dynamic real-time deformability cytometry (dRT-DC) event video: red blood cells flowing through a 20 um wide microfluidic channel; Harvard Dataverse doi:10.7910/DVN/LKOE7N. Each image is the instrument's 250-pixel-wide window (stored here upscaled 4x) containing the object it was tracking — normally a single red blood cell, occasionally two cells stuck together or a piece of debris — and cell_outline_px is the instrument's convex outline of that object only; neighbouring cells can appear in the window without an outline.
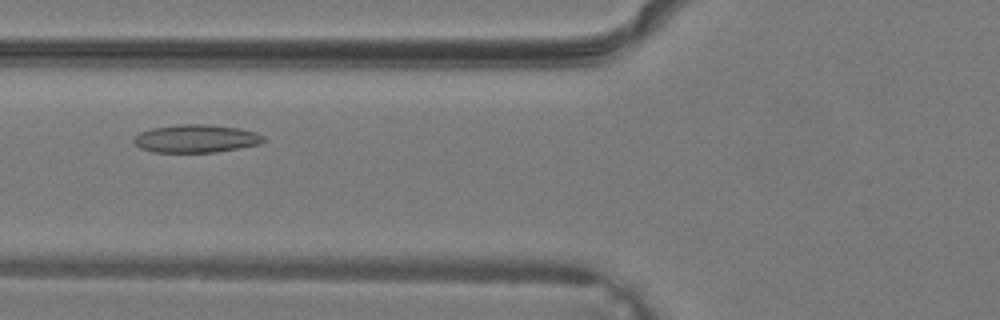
{"species": "common noctule bat (a hibernating species)", "species_latin": "Nyctalus noctula", "temperature_condition": "warm", "stored_images_in_passage": 33, "camera_frame_rate_fps": 3000, "um_per_image_px": 0.085, "animal": {"sex": "male", "body_mass_g": 19.2, "forearm_length_mm": 51.8}, "frame": {"image": 1, "passage_image": 10, "time_ms": 3.0, "image_size_px": [1000, 320], "cell_outline_px": [[264, 140], [260, 144], [240, 148], [216, 152], [152, 152], [140, 148], [132, 140], [140, 132], [152, 128], [180, 124], [208, 124], [240, 128], [256, 132], [264, 136]], "centroid_in_image_um": [16.68, 11.78], "position_along_channel_um": 109.1, "area_um2": 21.21}}
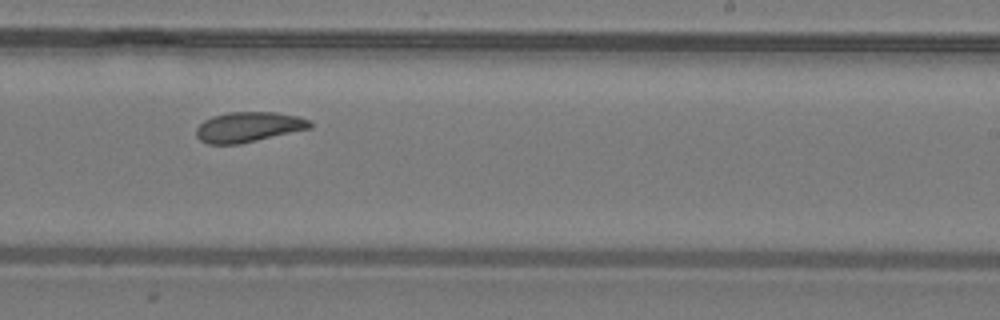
{"frame": {"image": 2, "passage_image": 19, "time_ms": 6.0, "image_size_px": [1000, 320], "cell_outline_px": [[312, 128], [240, 144], [208, 144], [200, 140], [196, 136], [196, 128], [204, 120], [212, 116], [228, 112], [276, 112], [300, 116], [312, 120]], "centroid_in_image_um": [21.15, 10.79], "position_along_channel_um": 267.8, "area_um2": 20.23}}
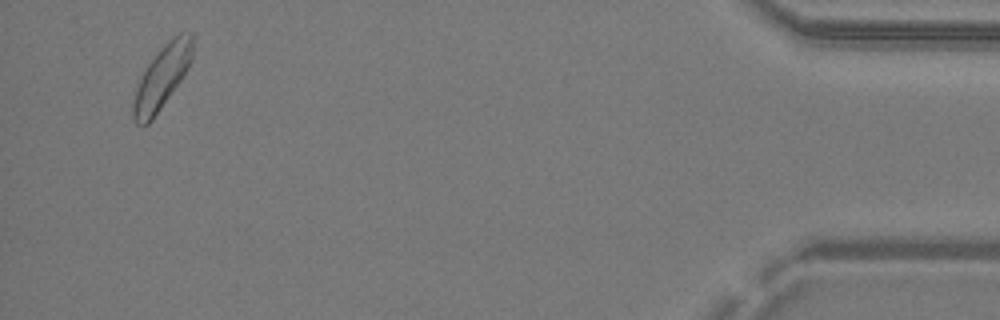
{"frame": {"image": 3, "passage_image": 32, "time_ms": 10.333, "image_size_px": [1000, 320], "cell_outline_px": [[192, 60], [180, 80], [152, 120], [148, 124], [136, 124], [132, 116], [132, 104], [136, 88], [148, 64], [160, 48], [172, 36], [180, 32], [192, 32]], "centroid_in_image_um": [13.75, 6.54], "position_along_channel_um": 421.4, "area_um2": 21.44}}